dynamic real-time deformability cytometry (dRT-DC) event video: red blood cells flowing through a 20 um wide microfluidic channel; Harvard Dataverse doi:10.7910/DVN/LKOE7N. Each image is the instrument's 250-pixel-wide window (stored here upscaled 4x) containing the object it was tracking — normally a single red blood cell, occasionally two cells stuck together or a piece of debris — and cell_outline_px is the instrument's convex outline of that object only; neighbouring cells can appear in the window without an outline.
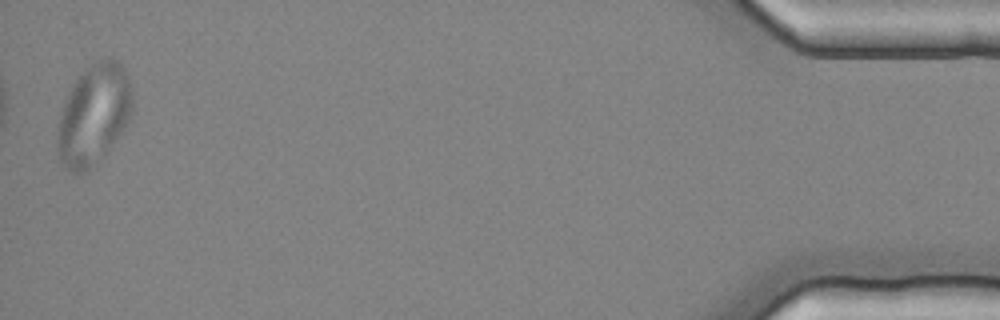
{"species": "common noctule bat (a hibernating species)", "species_latin": "Nyctalus noctula", "temperature_condition": "cold", "stored_images_in_passage": 12, "camera_frame_rate_fps": 3000, "um_per_image_px": 0.085, "animal": {"sex": "female", "body_mass_g": 25.1}, "frame": {"image": 1, "passage_image": 12, "time_ms": 3.667, "image_size_px": [1000, 320], "cell_outline_px": [[132, 112], [124, 128], [108, 148], [84, 172], [72, 172], [64, 168], [60, 160], [56, 148], [56, 140], [60, 116], [64, 100], [72, 84], [84, 68], [96, 60], [120, 60], [128, 76], [132, 92]], "centroid_in_image_um": [7.94, 9.69], "position_along_channel_um": 427.3, "area_um2": 43.52}}